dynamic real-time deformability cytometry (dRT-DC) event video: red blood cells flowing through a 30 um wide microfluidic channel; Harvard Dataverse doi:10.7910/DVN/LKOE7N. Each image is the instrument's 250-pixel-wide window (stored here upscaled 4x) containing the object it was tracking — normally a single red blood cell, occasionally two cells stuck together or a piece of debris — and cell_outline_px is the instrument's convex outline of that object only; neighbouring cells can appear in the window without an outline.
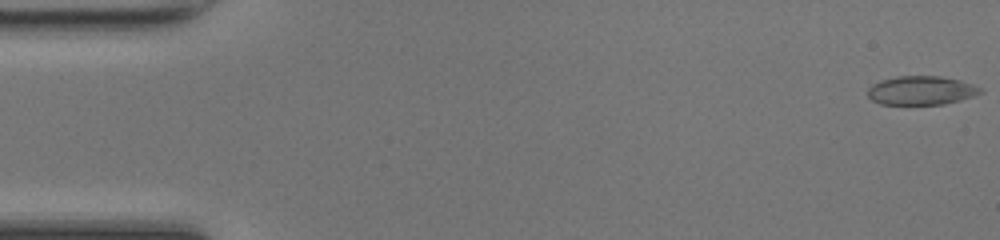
{"species": "common noctule bat (a hibernating species)", "species_latin": "Nyctalus noctula", "temperature_condition": "room temperature", "stored_images_in_passage": 48, "camera_frame_rate_fps": 3000, "um_per_image_px": 0.085, "animal": {"sex": "female", "body_mass_g": 17.0, "forearm_length_mm": 48.0}, "frame": {"image": 1, "passage_image": 1, "time_ms": 0.0, "image_size_px": [1000, 240], "cell_outline_px": [[984, 92], [960, 100], [944, 104], [880, 104], [872, 100], [868, 96], [868, 88], [872, 84], [880, 80], [896, 76], [940, 76], [960, 80], [984, 88]], "centroid_in_image_um": [78.31, 7.68], "position_along_channel_um": 6.7, "area_um2": 19.02}}
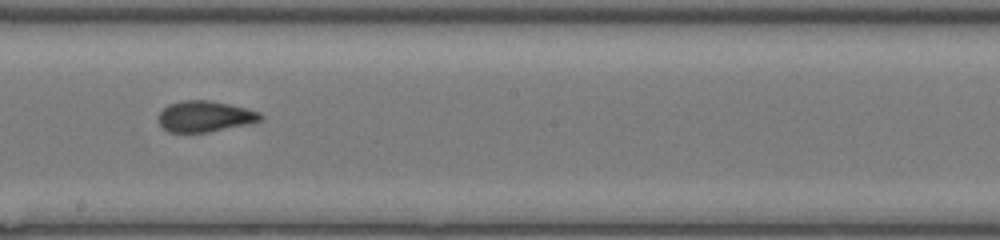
{"frame": {"image": 2, "passage_image": 27, "time_ms": 8.667, "image_size_px": [1000, 240], "cell_outline_px": [[264, 120], [252, 124], [208, 132], [168, 132], [160, 124], [160, 112], [168, 104], [184, 100], [208, 100], [228, 104], [260, 112], [264, 116]], "centroid_in_image_um": [17.48, 9.9], "position_along_channel_um": 230.7, "area_um2": 18.44}}
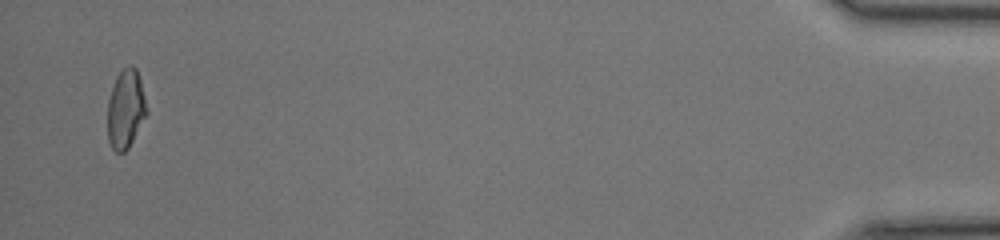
{"frame": {"image": 3, "passage_image": 47, "time_ms": 15.333, "image_size_px": [1000, 240], "cell_outline_px": [[148, 112], [128, 148], [124, 152], [116, 152], [112, 148], [108, 140], [108, 100], [116, 76], [124, 68], [132, 64], [136, 68], [140, 80]], "centroid_in_image_um": [10.68, 9.27], "position_along_channel_um": 424.5, "area_um2": 17.74}, "authors_computed_cell_mechanics": {"area_um2": 18.8139, "velocity_mm_per_s": 4.3165, "shape_relaxation_time_tau1_ms": null, "shape_relaxation_time_tau2_ms": 1.1773, "deformation_change_tau1": null, "deformation_change_tau2": 0.0764}}